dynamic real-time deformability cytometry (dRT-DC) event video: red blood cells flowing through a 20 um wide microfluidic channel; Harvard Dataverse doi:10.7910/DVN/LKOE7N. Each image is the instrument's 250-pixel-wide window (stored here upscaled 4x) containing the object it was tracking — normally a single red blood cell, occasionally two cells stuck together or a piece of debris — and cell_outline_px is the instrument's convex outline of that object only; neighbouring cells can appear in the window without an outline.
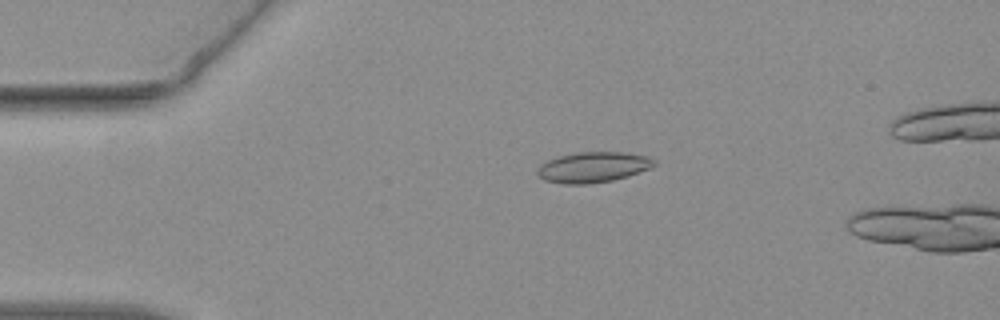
{"species": "common noctule bat (a hibernating species)", "species_latin": "Nyctalus noctula", "temperature_condition": "warm", "stored_images_in_passage": 7, "camera_frame_rate_fps": 3000, "um_per_image_px": 0.085, "animal": {"sex": "female", "body_mass_g": 19.3, "forearm_length_mm": 54.1}, "frame": {"image": 1, "passage_image": 4, "time_ms": 1.0, "image_size_px": [1000, 320], "cell_outline_px": [[656, 164], [648, 168], [628, 176], [612, 180], [588, 184], [560, 184], [544, 180], [536, 172], [536, 168], [540, 164], [556, 156], [576, 152], [624, 152], [648, 156], [656, 160]], "centroid_in_image_um": [50.37, 14.2], "position_along_channel_um": 34.6, "area_um2": 20.92}}